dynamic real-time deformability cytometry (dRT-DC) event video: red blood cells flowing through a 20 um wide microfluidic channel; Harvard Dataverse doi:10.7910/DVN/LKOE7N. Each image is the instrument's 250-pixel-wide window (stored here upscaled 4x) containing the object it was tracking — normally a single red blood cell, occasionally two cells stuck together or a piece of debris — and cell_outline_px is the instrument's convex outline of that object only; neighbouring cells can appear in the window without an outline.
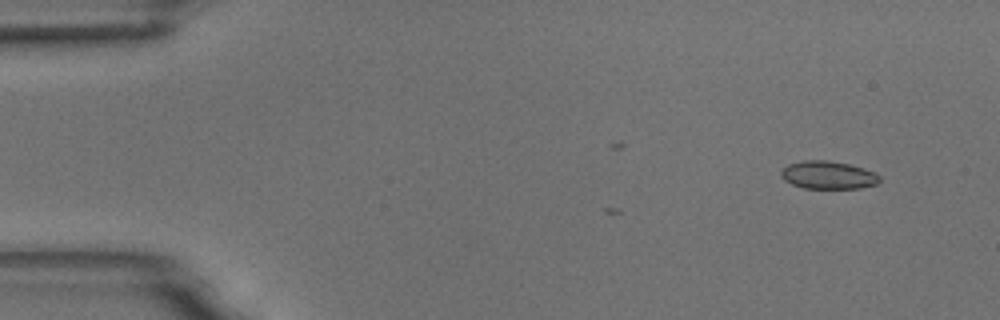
{"species": "common noctule bat (a hibernating species)", "species_latin": "Nyctalus noctula", "temperature_condition": "room temperature", "stored_images_in_passage": 4, "camera_frame_rate_fps": 3000, "um_per_image_px": 0.085, "animal": {"sex": "male", "body_mass_g": 18.8}, "frame": {"image": 1, "passage_image": 4, "time_ms": 1.0, "image_size_px": [1000, 320], "cell_outline_px": [[880, 180], [876, 184], [860, 188], [804, 188], [792, 184], [784, 180], [780, 176], [780, 172], [788, 164], [804, 160], [828, 160], [848, 164], [864, 168], [876, 172], [880, 176]], "centroid_in_image_um": [70.39, 14.87], "position_along_channel_um": 14.6, "area_um2": 16.07}}